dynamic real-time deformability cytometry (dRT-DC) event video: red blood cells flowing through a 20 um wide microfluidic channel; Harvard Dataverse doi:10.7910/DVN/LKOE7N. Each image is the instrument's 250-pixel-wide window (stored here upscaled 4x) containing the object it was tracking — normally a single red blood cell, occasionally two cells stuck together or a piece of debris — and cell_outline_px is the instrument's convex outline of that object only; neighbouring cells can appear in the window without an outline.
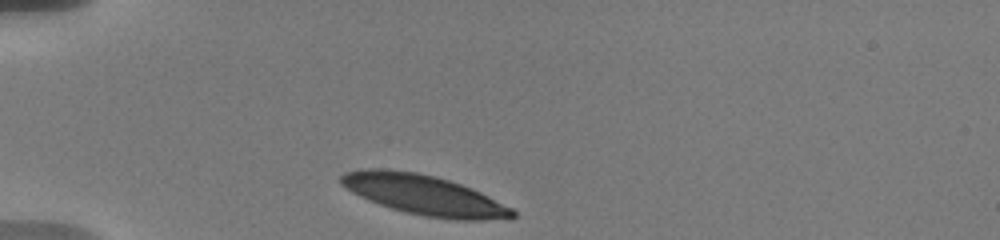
{"species": "human", "species_latin": "Homo sapiens", "temperature_condition": "warm", "stored_images_in_passage": 13, "camera_frame_rate_fps": 3000, "um_per_image_px": 0.085, "donor": {"sex": "male"}, "frame": {"image": 1, "passage_image": 1, "time_ms": 0.0, "image_size_px": [1000, 240], "cell_outline_px": [[516, 216], [512, 220], [452, 220], [424, 216], [392, 208], [368, 200], [352, 192], [340, 184], [340, 176], [344, 172], [368, 168], [384, 168], [416, 172], [436, 176], [472, 188], [512, 208], [516, 212]], "centroid_in_image_um": [36.08, 16.58], "position_along_channel_um": 48.9, "area_um2": 40.11}}
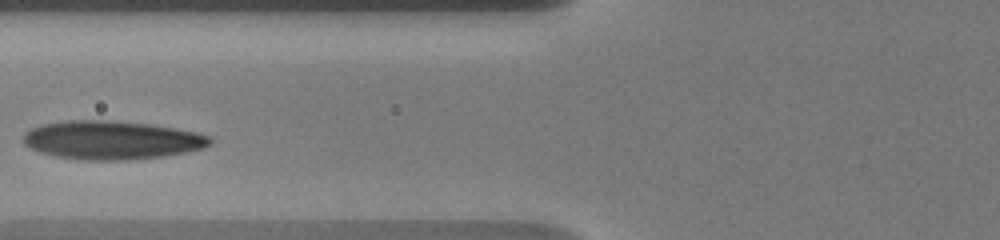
{"frame": {"image": 2, "passage_image": 8, "time_ms": 2.667, "image_size_px": [1000, 240], "cell_outline_px": [[212, 144], [204, 148], [164, 156], [132, 160], [84, 160], [56, 156], [40, 152], [28, 148], [24, 144], [24, 132], [40, 124], [64, 120], [104, 120], [148, 124], [196, 132], [208, 136], [212, 140]], "centroid_in_image_um": [9.45, 11.91], "position_along_channel_um": 116.3, "area_um2": 41.96}}
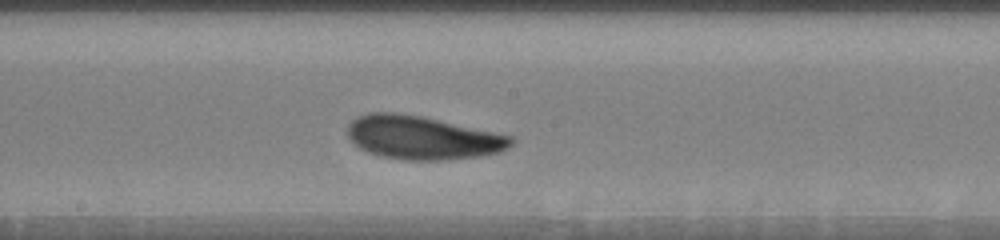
{"frame": {"image": 3, "passage_image": 13, "time_ms": 5.333, "image_size_px": [1000, 240], "cell_outline_px": [[512, 144], [508, 148], [500, 152], [480, 156], [440, 160], [408, 160], [380, 156], [368, 152], [360, 148], [348, 136], [348, 124], [352, 120], [368, 112], [396, 112], [424, 116], [512, 136]], "centroid_in_image_um": [35.9, 11.69], "position_along_channel_um": 212.3, "area_um2": 41.33}}